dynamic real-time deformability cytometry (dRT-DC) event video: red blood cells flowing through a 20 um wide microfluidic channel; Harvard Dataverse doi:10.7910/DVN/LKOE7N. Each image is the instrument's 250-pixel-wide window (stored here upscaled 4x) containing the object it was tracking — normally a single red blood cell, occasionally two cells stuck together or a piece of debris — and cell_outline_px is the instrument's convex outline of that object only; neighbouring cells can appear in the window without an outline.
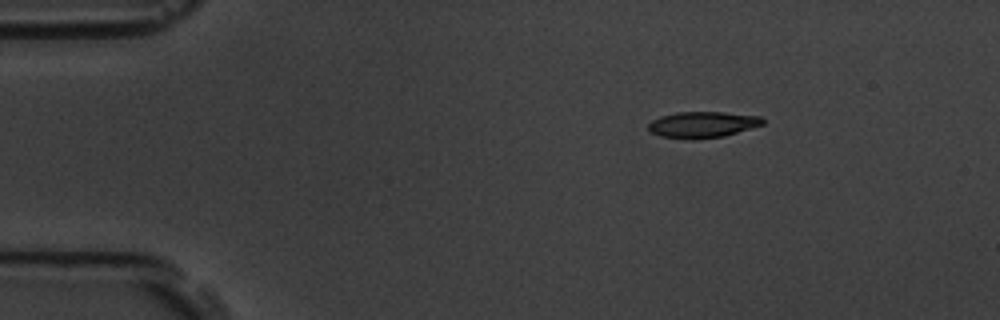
{"species": "common noctule bat (a hibernating species)", "species_latin": "Nyctalus noctula", "temperature_condition": "room temperature", "stored_images_in_passage": 9, "camera_frame_rate_fps": 3000, "um_per_image_px": 0.085, "animal": {"sex": "male", "body_mass_g": 19.5, "forearm_length_mm": 54.6}, "frame": {"image": 1, "passage_image": 1, "time_ms": 0.0, "image_size_px": [1000, 320], "cell_outline_px": [[764, 124], [724, 136], [696, 140], [692, 140], [660, 136], [652, 132], [648, 128], [648, 124], [652, 120], [660, 116], [676, 112], [724, 112], [760, 116], [764, 120]], "centroid_in_image_um": [59.7, 10.59], "position_along_channel_um": 25.3, "area_um2": 17.51}}
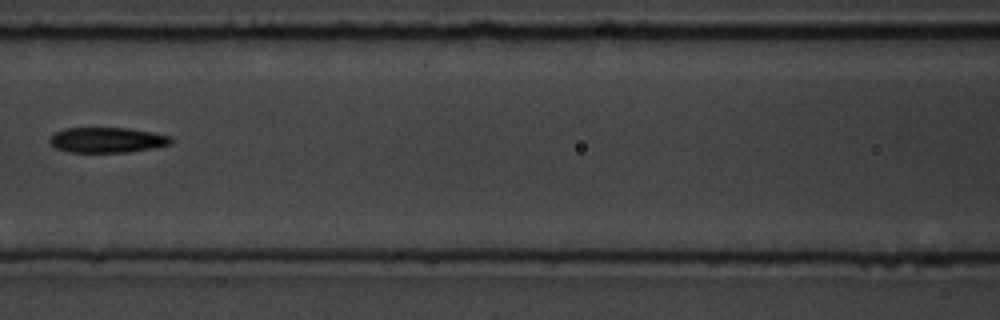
{"frame": {"image": 2, "passage_image": 6, "time_ms": 5.667, "image_size_px": [1000, 320], "cell_outline_px": [[172, 144], [152, 148], [128, 152], [68, 152], [56, 148], [48, 140], [56, 132], [68, 128], [128, 128], [152, 132], [172, 136]], "centroid_in_image_um": [9.14, 11.9], "position_along_channel_um": 157.5, "area_um2": 17.8}}
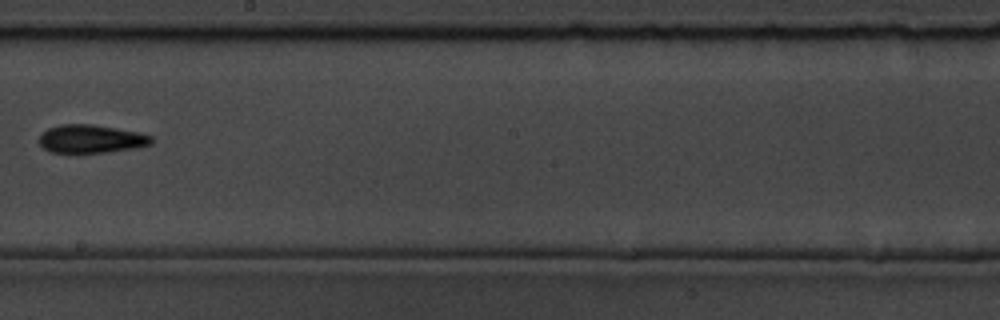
{"frame": {"image": 3, "passage_image": 8, "time_ms": 8.0, "image_size_px": [1000, 320], "cell_outline_px": [[152, 144], [136, 148], [104, 152], [52, 152], [44, 148], [40, 144], [40, 136], [48, 128], [60, 124], [92, 124], [140, 132], [152, 136]], "centroid_in_image_um": [7.78, 11.79], "position_along_channel_um": 240.4, "area_um2": 18.32}}